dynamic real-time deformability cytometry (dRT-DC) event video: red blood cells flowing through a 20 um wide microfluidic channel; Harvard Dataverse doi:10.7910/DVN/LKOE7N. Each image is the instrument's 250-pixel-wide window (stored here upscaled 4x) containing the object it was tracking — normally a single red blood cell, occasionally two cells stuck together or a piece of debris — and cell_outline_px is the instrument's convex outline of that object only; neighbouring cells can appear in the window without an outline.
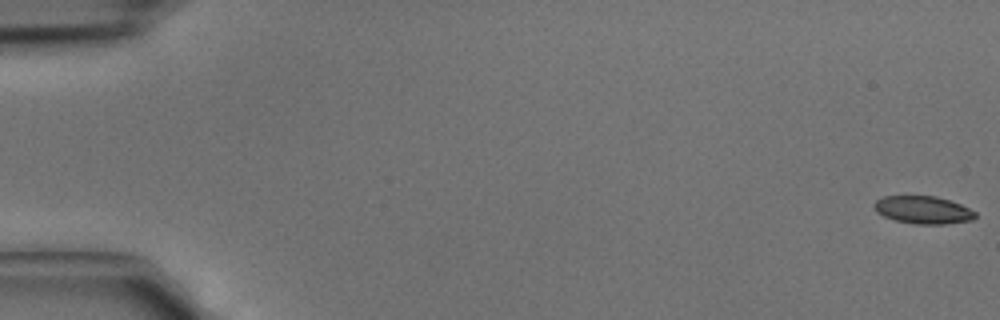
{"species": "common noctule bat (a hibernating species)", "species_latin": "Nyctalus noctula", "temperature_condition": "cold", "stored_images_in_passage": 44, "camera_frame_rate_fps": 3000, "um_per_image_px": 0.085, "animal": {"sex": "male", "body_mass_g": 15.6}, "frame": {"image": 1, "passage_image": 1, "time_ms": 0.0, "image_size_px": [1000, 320], "cell_outline_px": [[976, 216], [972, 220], [944, 224], [916, 224], [896, 220], [884, 216], [876, 212], [872, 204], [876, 200], [884, 196], [936, 196], [960, 204], [976, 212]], "centroid_in_image_um": [78.44, 17.84], "position_along_channel_um": 6.6, "area_um2": 16.24}}
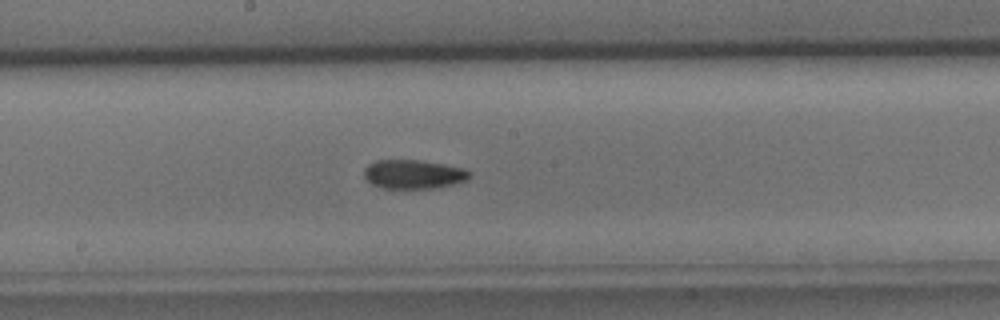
{"frame": {"image": 2, "passage_image": 24, "time_ms": 7.667, "image_size_px": [1000, 320], "cell_outline_px": [[472, 176], [468, 180], [456, 184], [440, 188], [380, 188], [372, 184], [364, 176], [364, 168], [368, 164], [376, 160], [420, 160], [444, 164], [464, 168], [472, 172]], "centroid_in_image_um": [35.2, 14.81], "position_along_channel_um": 213.0, "area_um2": 18.15}}
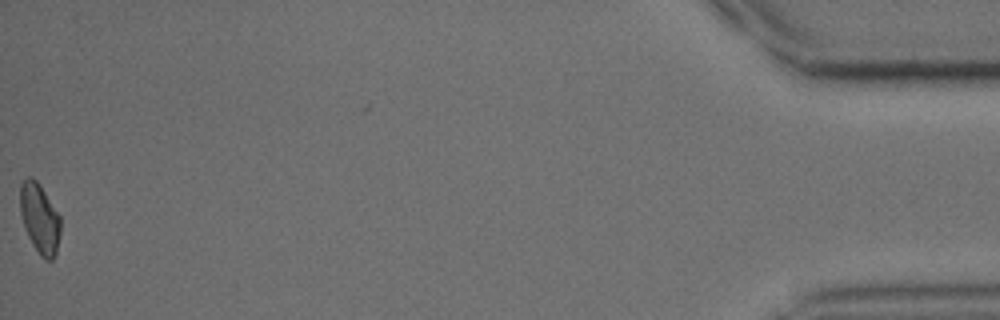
{"frame": {"image": 3, "passage_image": 44, "time_ms": 14.333, "image_size_px": [1000, 320], "cell_outline_px": [[60, 232], [56, 252], [52, 260], [44, 260], [40, 256], [32, 244], [24, 228], [20, 212], [20, 184], [28, 176], [32, 176], [40, 184], [60, 216]], "centroid_in_image_um": [3.36, 18.56], "position_along_channel_um": 431.8, "area_um2": 16.53}}